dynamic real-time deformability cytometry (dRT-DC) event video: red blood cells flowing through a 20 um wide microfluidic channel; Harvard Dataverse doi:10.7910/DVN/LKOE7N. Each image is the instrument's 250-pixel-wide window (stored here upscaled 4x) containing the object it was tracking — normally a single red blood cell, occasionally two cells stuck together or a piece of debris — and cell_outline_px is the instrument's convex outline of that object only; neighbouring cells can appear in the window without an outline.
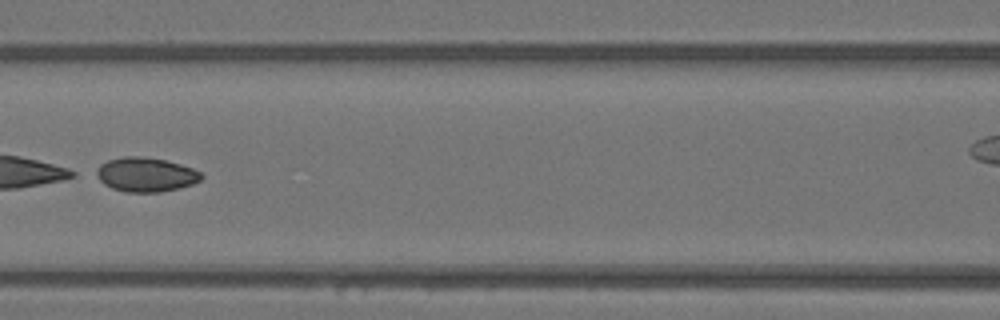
{"species": "Egyptian fruit bat (a non-hibernating species)", "species_latin": "Rousettus aegyptiacus", "temperature_condition": "warm", "stored_images_in_passage": 30, "camera_frame_rate_fps": 3000, "um_per_image_px": 0.085, "animal": {"sex": "female"}, "frame": {"image": 1, "passage_image": 9, "time_ms": 2.667, "image_size_px": [1000, 320], "cell_outline_px": [[204, 176], [200, 180], [192, 184], [180, 188], [160, 192], [124, 192], [112, 188], [104, 184], [92, 176], [92, 172], [100, 164], [108, 160], [124, 156], [140, 156], [164, 160], [180, 164], [192, 168], [200, 172]], "centroid_in_image_um": [12.32, 14.84], "position_along_channel_um": 154.3, "area_um2": 21.27}}
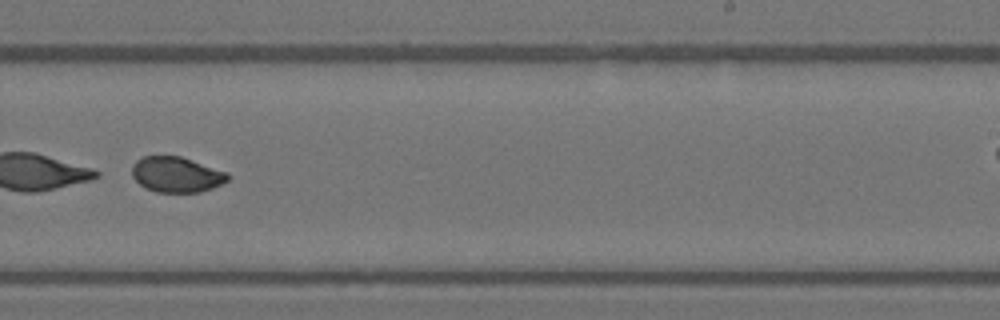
{"frame": {"image": 2, "passage_image": 18, "time_ms": 5.667, "image_size_px": [1000, 320], "cell_outline_px": [[228, 180], [212, 188], [200, 192], [156, 192], [140, 184], [132, 176], [132, 164], [136, 160], [144, 156], [180, 156], [228, 172]], "centroid_in_image_um": [14.99, 14.83], "position_along_channel_um": 274.0, "area_um2": 19.65}}